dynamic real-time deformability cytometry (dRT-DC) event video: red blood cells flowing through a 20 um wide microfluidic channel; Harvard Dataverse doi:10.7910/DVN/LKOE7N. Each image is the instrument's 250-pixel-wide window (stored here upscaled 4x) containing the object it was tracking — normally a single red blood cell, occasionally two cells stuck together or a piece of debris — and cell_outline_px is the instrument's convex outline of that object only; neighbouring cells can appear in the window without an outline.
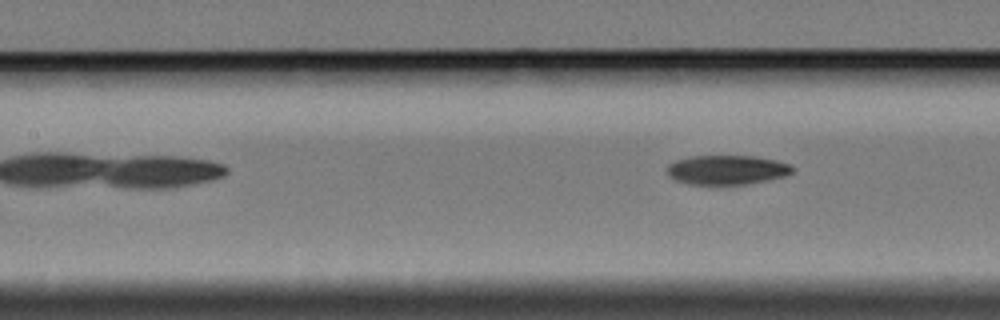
{"species": "Egyptian fruit bat (a non-hibernating species)", "species_latin": "Rousettus aegyptiacus", "temperature_condition": "cold", "stored_images_in_passage": 4, "camera_frame_rate_fps": 3000, "um_per_image_px": 0.085, "animal": {"sex": "female"}, "frame": {"image": 1, "passage_image": 4, "time_ms": 5.333, "image_size_px": [1000, 320], "cell_outline_px": [[796, 168], [792, 172], [784, 176], [768, 180], [744, 184], [688, 184], [676, 180], [668, 176], [668, 164], [676, 160], [692, 156], [752, 156], [776, 160], [788, 164]], "centroid_in_image_um": [61.78, 14.43], "position_along_channel_um": 145.6, "area_um2": 21.33}}